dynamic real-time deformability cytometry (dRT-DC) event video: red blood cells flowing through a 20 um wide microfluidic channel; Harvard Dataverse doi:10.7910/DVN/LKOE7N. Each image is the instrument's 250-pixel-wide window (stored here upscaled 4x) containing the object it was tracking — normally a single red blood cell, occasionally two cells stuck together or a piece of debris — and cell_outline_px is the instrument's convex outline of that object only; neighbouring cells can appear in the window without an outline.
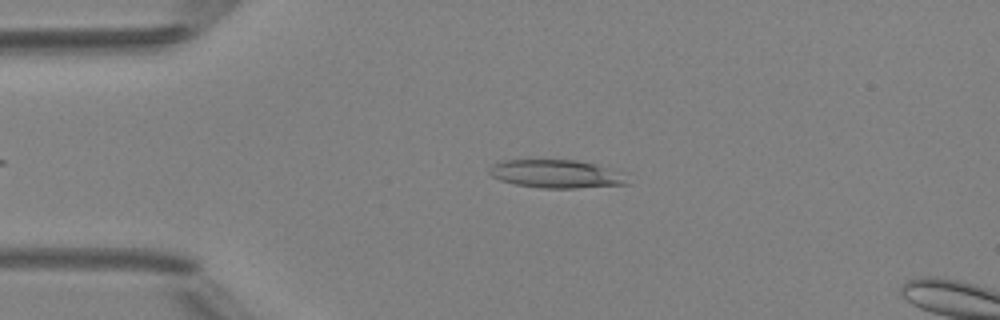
{"species": "Egyptian fruit bat (a non-hibernating species)", "species_latin": "Rousettus aegyptiacus", "temperature_condition": "room temperature", "stored_images_in_passage": 37, "camera_frame_rate_fps": 3000, "um_per_image_px": 0.085, "animal": {"sex": "female"}, "frame": {"image": 1, "passage_image": 5, "time_ms": 1.333, "image_size_px": [1000, 320], "cell_outline_px": [[628, 184], [576, 188], [540, 188], [516, 184], [500, 180], [492, 176], [488, 172], [488, 168], [492, 164], [504, 160], [576, 160], [596, 164], [628, 172]], "centroid_in_image_um": [47.36, 14.78], "position_along_channel_um": 37.6, "area_um2": 23.06}}
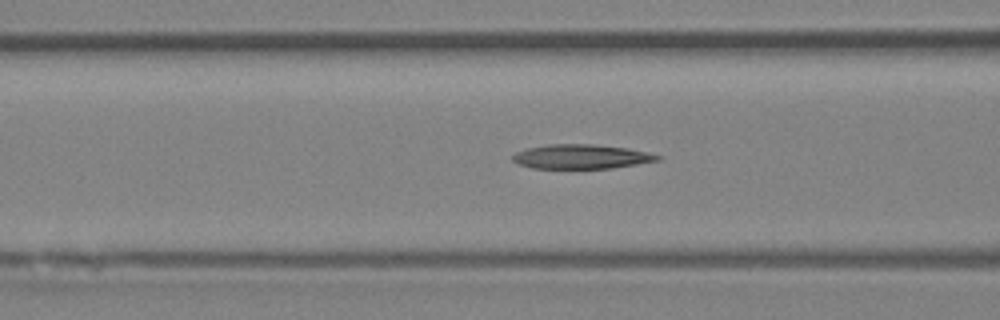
{"frame": {"image": 2, "passage_image": 13, "time_ms": 4.0, "image_size_px": [1000, 320], "cell_outline_px": [[660, 160], [612, 168], [532, 168], [520, 164], [512, 160], [512, 156], [516, 152], [524, 148], [548, 144], [592, 144], [628, 148], [648, 152], [660, 156]], "centroid_in_image_um": [49.38, 13.3], "position_along_channel_um": 117.2, "area_um2": 20.52}}
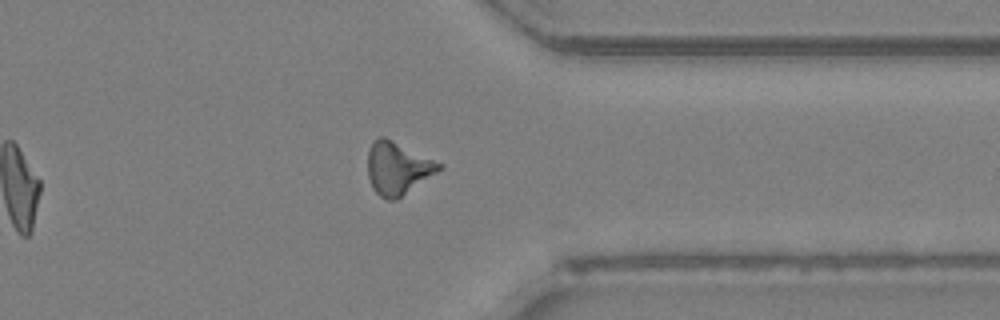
{"frame": {"image": 3, "passage_image": 32, "time_ms": 10.333, "image_size_px": [1000, 320], "cell_outline_px": [[444, 164], [436, 172], [396, 200], [388, 200], [380, 196], [372, 188], [368, 176], [368, 152], [372, 140], [380, 136], [384, 136]], "centroid_in_image_um": [33.76, 14.28], "position_along_channel_um": 377.6, "area_um2": 21.68}, "authors_computed_cell_mechanics": {"area_um2": 20.9236, "velocity_mm_per_s": 4.2017, "shape_relaxation_time_tau1_ms": 7.2753, "shape_relaxation_time_tau2_ms": null, "deformation_change_tau1": 0.1838, "deformation_change_tau2": null}}